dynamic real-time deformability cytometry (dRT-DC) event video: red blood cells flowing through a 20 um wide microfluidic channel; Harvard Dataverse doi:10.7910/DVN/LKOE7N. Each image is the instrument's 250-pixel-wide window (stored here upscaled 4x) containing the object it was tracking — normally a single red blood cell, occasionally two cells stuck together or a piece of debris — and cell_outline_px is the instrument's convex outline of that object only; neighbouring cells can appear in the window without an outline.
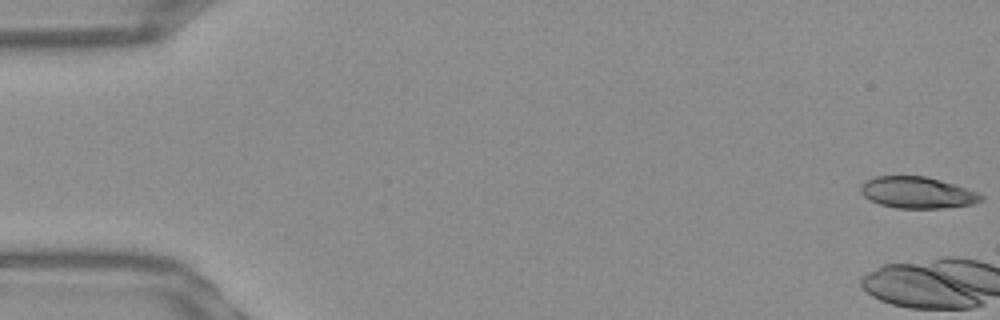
{"species": "Egyptian fruit bat (a non-hibernating species)", "species_latin": "Rousettus aegyptiacus", "temperature_condition": "warm", "stored_images_in_passage": 12, "camera_frame_rate_fps": 3000, "um_per_image_px": 0.085, "frame": {"image": 1, "passage_image": 1, "time_ms": 0.0, "image_size_px": [1000, 320], "cell_outline_px": [[968, 200], [964, 204], [928, 208], [908, 208], [884, 204], [868, 196], [872, 180], [884, 176], [920, 176], [936, 180], [956, 188]], "centroid_in_image_um": [77.74, 16.35], "position_along_channel_um": 7.3, "area_um2": 17.69}}